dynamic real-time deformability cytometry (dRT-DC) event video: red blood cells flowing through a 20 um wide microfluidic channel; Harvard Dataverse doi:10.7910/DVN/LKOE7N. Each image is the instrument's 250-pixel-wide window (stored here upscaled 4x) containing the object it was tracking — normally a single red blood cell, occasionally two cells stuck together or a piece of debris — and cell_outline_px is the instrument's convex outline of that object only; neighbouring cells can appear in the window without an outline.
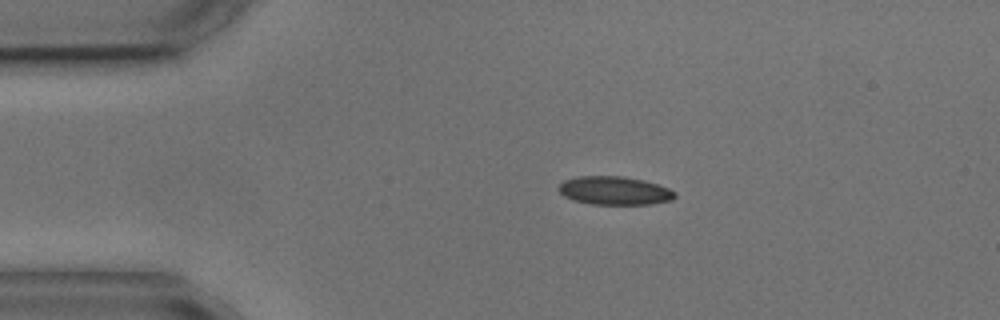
{"species": "common noctule bat (a hibernating species)", "species_latin": "Nyctalus noctula", "temperature_condition": "cold", "stored_images_in_passage": 3, "camera_frame_rate_fps": 3000, "um_per_image_px": 0.085, "animal": {"sex": "male", "body_mass_g": 17.9, "forearm_length_mm": 54.2}, "frame": {"image": 1, "passage_image": 1, "time_ms": 0.0, "image_size_px": [1000, 320], "cell_outline_px": [[676, 196], [672, 200], [652, 204], [592, 204], [572, 200], [564, 196], [556, 188], [564, 180], [580, 176], [624, 176], [644, 180], [668, 188], [676, 192]], "centroid_in_image_um": [52.23, 16.2], "position_along_channel_um": 32.8, "area_um2": 19.31}}
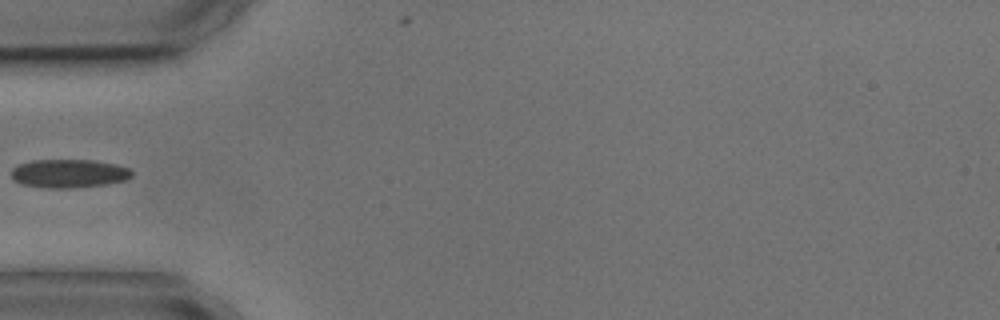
{"frame": {"image": 2, "passage_image": 3, "time_ms": 2.333, "image_size_px": [1000, 320], "cell_outline_px": [[132, 176], [128, 180], [108, 184], [72, 188], [44, 188], [20, 184], [12, 180], [12, 168], [20, 164], [32, 160], [92, 160], [116, 164], [128, 168], [132, 172]], "centroid_in_image_um": [5.86, 14.76], "position_along_channel_um": 79.1, "area_um2": 20.23}}